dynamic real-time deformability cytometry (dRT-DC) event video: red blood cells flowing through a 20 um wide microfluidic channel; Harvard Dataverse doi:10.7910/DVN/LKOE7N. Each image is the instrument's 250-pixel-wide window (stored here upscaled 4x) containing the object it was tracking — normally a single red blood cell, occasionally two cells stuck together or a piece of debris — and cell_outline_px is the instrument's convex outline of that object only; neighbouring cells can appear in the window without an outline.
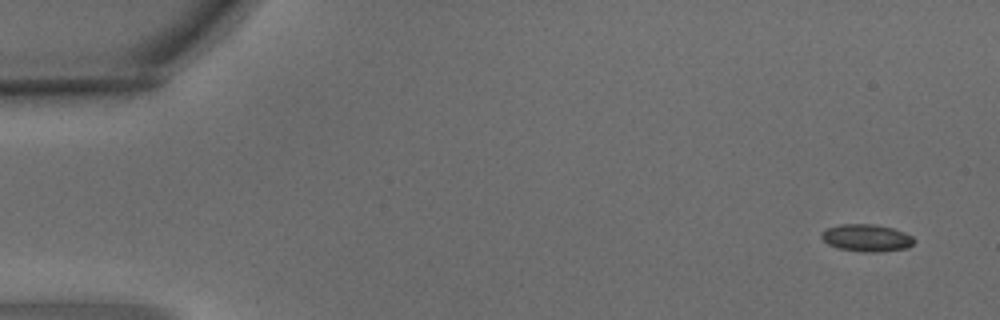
{"species": "common noctule bat (a hibernating species)", "species_latin": "Nyctalus noctula", "temperature_condition": "warm", "stored_images_in_passage": 4, "camera_frame_rate_fps": 3000, "um_per_image_px": 0.085, "animal": {"sex": "male", "body_mass_g": 15.6}, "frame": {"image": 1, "passage_image": 1, "time_ms": 0.0, "image_size_px": [1000, 320], "cell_outline_px": [[916, 240], [908, 248], [880, 252], [864, 252], [836, 248], [828, 244], [820, 236], [820, 232], [828, 228], [840, 224], [876, 224], [892, 228], [904, 232], [912, 236]], "centroid_in_image_um": [73.66, 20.22], "position_along_channel_um": 11.3, "area_um2": 14.85}}
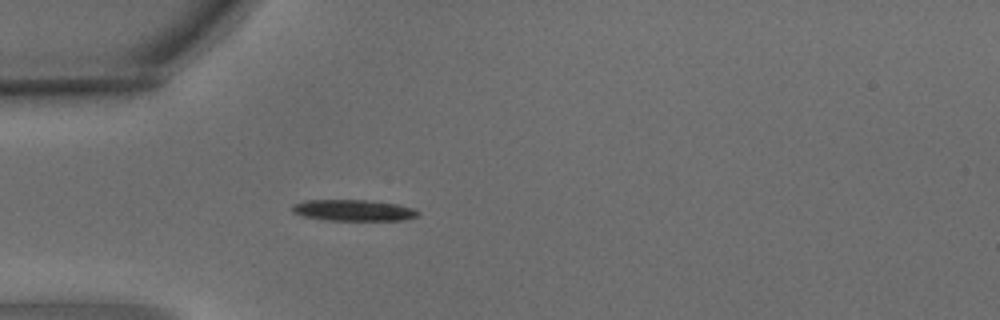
{"frame": {"image": 2, "passage_image": 4, "time_ms": 1.0, "image_size_px": [1000, 320], "cell_outline_px": [[420, 212], [416, 216], [404, 220], [324, 220], [304, 216], [292, 212], [292, 204], [304, 200], [368, 200], [396, 204], [412, 208]], "centroid_in_image_um": [30.0, 17.87], "position_along_channel_um": 55.0, "area_um2": 15.49}}